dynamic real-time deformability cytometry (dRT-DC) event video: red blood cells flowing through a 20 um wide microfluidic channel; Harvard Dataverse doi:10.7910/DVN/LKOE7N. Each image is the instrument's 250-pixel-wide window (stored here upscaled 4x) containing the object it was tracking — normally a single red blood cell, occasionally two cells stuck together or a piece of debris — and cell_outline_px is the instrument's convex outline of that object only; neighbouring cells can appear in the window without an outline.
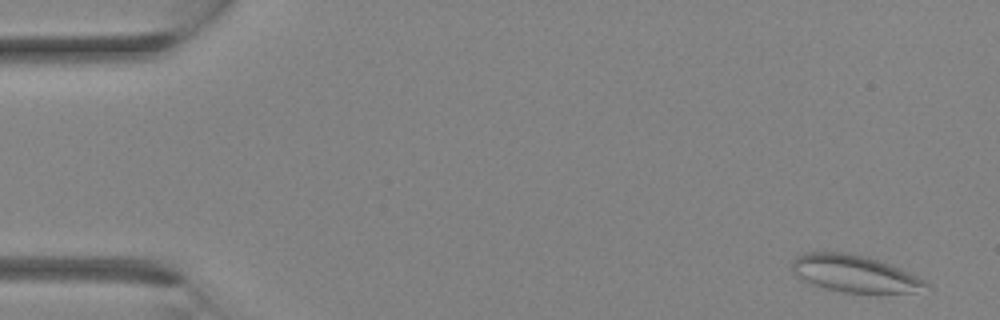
{"species": "Egyptian fruit bat (a non-hibernating species)", "species_latin": "Rousettus aegyptiacus", "temperature_condition": "room temperature", "stored_images_in_passage": 8, "camera_frame_rate_fps": 3000, "um_per_image_px": 0.085, "animal": {"sex": "female"}, "frame": {"image": 1, "passage_image": 2, "time_ms": 0.333, "image_size_px": [1000, 320], "cell_outline_px": [[932, 288], [916, 292], [844, 292], [812, 284], [804, 280], [792, 272], [792, 260], [796, 256], [804, 252], [844, 252], [876, 260], [900, 268], [932, 284]], "centroid_in_image_um": [72.65, 23.26], "position_along_channel_um": 12.4, "area_um2": 28.5}}